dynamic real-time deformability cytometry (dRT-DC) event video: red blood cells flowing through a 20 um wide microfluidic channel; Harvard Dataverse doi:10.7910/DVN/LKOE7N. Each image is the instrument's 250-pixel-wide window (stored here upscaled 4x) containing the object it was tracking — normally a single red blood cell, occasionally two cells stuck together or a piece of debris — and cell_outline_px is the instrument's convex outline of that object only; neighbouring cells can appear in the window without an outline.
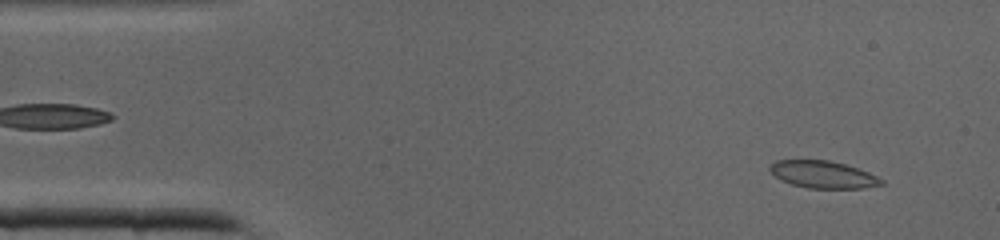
{"species": "common noctule bat (a hibernating species)", "species_latin": "Nyctalus noctula", "temperature_condition": "cold", "stored_images_in_passage": 39, "camera_frame_rate_fps": 3000, "um_per_image_px": 0.085, "animal": {"sex": "male", "body_mass_g": 19.0, "forearm_length_mm": 50.8}, "frame": {"image": 1, "passage_image": 2, "time_ms": 0.333, "image_size_px": [1000, 240], "cell_outline_px": [[884, 184], [864, 188], [808, 188], [792, 184], [780, 180], [768, 168], [776, 160], [828, 160], [844, 164], [868, 172], [884, 180]], "centroid_in_image_um": [69.96, 14.84], "position_along_channel_um": 15.0, "area_um2": 17.51}}
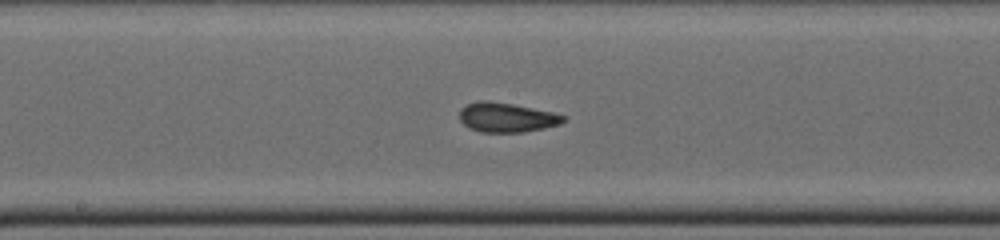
{"frame": {"image": 2, "passage_image": 19, "time_ms": 6.0, "image_size_px": [1000, 240], "cell_outline_px": [[568, 120], [560, 124], [544, 128], [524, 132], [480, 132], [468, 128], [460, 120], [460, 108], [468, 104], [480, 100], [488, 100], [512, 104], [552, 112], [568, 116]], "centroid_in_image_um": [43.08, 9.98], "position_along_channel_um": 205.1, "area_um2": 17.98}}
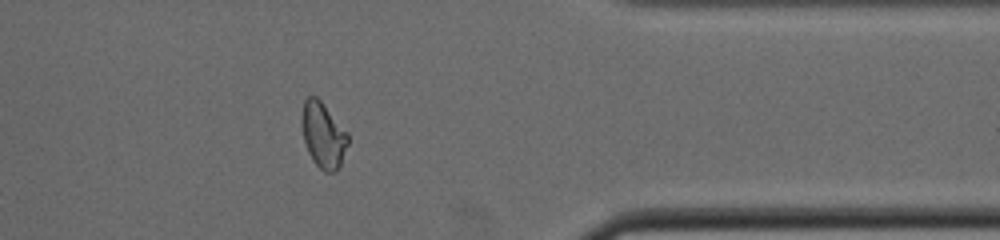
{"frame": {"image": 3, "passage_image": 31, "time_ms": 10.0, "image_size_px": [1000, 240], "cell_outline_px": [[348, 144], [340, 164], [336, 172], [324, 172], [312, 160], [308, 152], [304, 140], [300, 124], [300, 116], [304, 100], [308, 96], [316, 96], [320, 100], [348, 132]], "centroid_in_image_um": [27.45, 11.47], "position_along_channel_um": 384.0, "area_um2": 17.8}}